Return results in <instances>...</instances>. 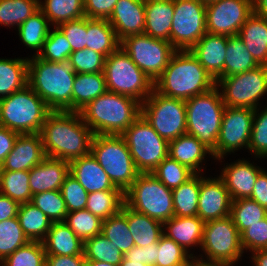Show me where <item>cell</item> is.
<instances>
[{"label":"cell","instance_id":"obj_40","mask_svg":"<svg viewBox=\"0 0 267 266\" xmlns=\"http://www.w3.org/2000/svg\"><path fill=\"white\" fill-rule=\"evenodd\" d=\"M48 22L46 16L39 9L17 28L20 40L28 48L36 50L37 53L35 55H38L42 50L43 44L48 37L50 31Z\"/></svg>","mask_w":267,"mask_h":266},{"label":"cell","instance_id":"obj_24","mask_svg":"<svg viewBox=\"0 0 267 266\" xmlns=\"http://www.w3.org/2000/svg\"><path fill=\"white\" fill-rule=\"evenodd\" d=\"M69 174L88 192L121 190L116 188L97 160L91 155L69 162Z\"/></svg>","mask_w":267,"mask_h":266},{"label":"cell","instance_id":"obj_15","mask_svg":"<svg viewBox=\"0 0 267 266\" xmlns=\"http://www.w3.org/2000/svg\"><path fill=\"white\" fill-rule=\"evenodd\" d=\"M206 5L199 0H174L170 43L176 50H190L205 34Z\"/></svg>","mask_w":267,"mask_h":266},{"label":"cell","instance_id":"obj_21","mask_svg":"<svg viewBox=\"0 0 267 266\" xmlns=\"http://www.w3.org/2000/svg\"><path fill=\"white\" fill-rule=\"evenodd\" d=\"M263 170L250 161L238 159L237 162L224 166L218 177L223 181L233 201L251 197L257 177Z\"/></svg>","mask_w":267,"mask_h":266},{"label":"cell","instance_id":"obj_53","mask_svg":"<svg viewBox=\"0 0 267 266\" xmlns=\"http://www.w3.org/2000/svg\"><path fill=\"white\" fill-rule=\"evenodd\" d=\"M68 62L76 73H98L104 71L105 57L92 49L84 48L72 52Z\"/></svg>","mask_w":267,"mask_h":266},{"label":"cell","instance_id":"obj_18","mask_svg":"<svg viewBox=\"0 0 267 266\" xmlns=\"http://www.w3.org/2000/svg\"><path fill=\"white\" fill-rule=\"evenodd\" d=\"M201 176L198 217L205 223L225 218L231 213L232 199L223 181Z\"/></svg>","mask_w":267,"mask_h":266},{"label":"cell","instance_id":"obj_32","mask_svg":"<svg viewBox=\"0 0 267 266\" xmlns=\"http://www.w3.org/2000/svg\"><path fill=\"white\" fill-rule=\"evenodd\" d=\"M127 223L135 246L158 243L163 235V223L136 212L127 206Z\"/></svg>","mask_w":267,"mask_h":266},{"label":"cell","instance_id":"obj_49","mask_svg":"<svg viewBox=\"0 0 267 266\" xmlns=\"http://www.w3.org/2000/svg\"><path fill=\"white\" fill-rule=\"evenodd\" d=\"M152 174L167 188L174 189L185 183L195 173L168 156L157 166Z\"/></svg>","mask_w":267,"mask_h":266},{"label":"cell","instance_id":"obj_20","mask_svg":"<svg viewBox=\"0 0 267 266\" xmlns=\"http://www.w3.org/2000/svg\"><path fill=\"white\" fill-rule=\"evenodd\" d=\"M119 41L130 35L143 34L145 27V0H118L107 19Z\"/></svg>","mask_w":267,"mask_h":266},{"label":"cell","instance_id":"obj_3","mask_svg":"<svg viewBox=\"0 0 267 266\" xmlns=\"http://www.w3.org/2000/svg\"><path fill=\"white\" fill-rule=\"evenodd\" d=\"M215 86L216 81L189 50H177L154 82L158 93L182 100L205 93Z\"/></svg>","mask_w":267,"mask_h":266},{"label":"cell","instance_id":"obj_37","mask_svg":"<svg viewBox=\"0 0 267 266\" xmlns=\"http://www.w3.org/2000/svg\"><path fill=\"white\" fill-rule=\"evenodd\" d=\"M102 234L113 242L114 245L126 254L135 246L132 234L127 223V205L124 204L122 210L108 219L103 220Z\"/></svg>","mask_w":267,"mask_h":266},{"label":"cell","instance_id":"obj_57","mask_svg":"<svg viewBox=\"0 0 267 266\" xmlns=\"http://www.w3.org/2000/svg\"><path fill=\"white\" fill-rule=\"evenodd\" d=\"M118 0H84V14L87 18L108 19Z\"/></svg>","mask_w":267,"mask_h":266},{"label":"cell","instance_id":"obj_60","mask_svg":"<svg viewBox=\"0 0 267 266\" xmlns=\"http://www.w3.org/2000/svg\"><path fill=\"white\" fill-rule=\"evenodd\" d=\"M47 266H86L84 255H46Z\"/></svg>","mask_w":267,"mask_h":266},{"label":"cell","instance_id":"obj_55","mask_svg":"<svg viewBox=\"0 0 267 266\" xmlns=\"http://www.w3.org/2000/svg\"><path fill=\"white\" fill-rule=\"evenodd\" d=\"M71 45L72 52L86 48L87 17L64 22L57 26Z\"/></svg>","mask_w":267,"mask_h":266},{"label":"cell","instance_id":"obj_27","mask_svg":"<svg viewBox=\"0 0 267 266\" xmlns=\"http://www.w3.org/2000/svg\"><path fill=\"white\" fill-rule=\"evenodd\" d=\"M207 153L212 156V152L206 146L187 133L169 142L168 156L194 173L201 172L200 163L202 165Z\"/></svg>","mask_w":267,"mask_h":266},{"label":"cell","instance_id":"obj_67","mask_svg":"<svg viewBox=\"0 0 267 266\" xmlns=\"http://www.w3.org/2000/svg\"><path fill=\"white\" fill-rule=\"evenodd\" d=\"M194 266H231V265H209V264L195 263Z\"/></svg>","mask_w":267,"mask_h":266},{"label":"cell","instance_id":"obj_59","mask_svg":"<svg viewBox=\"0 0 267 266\" xmlns=\"http://www.w3.org/2000/svg\"><path fill=\"white\" fill-rule=\"evenodd\" d=\"M19 133L0 125V165L13 149L14 142Z\"/></svg>","mask_w":267,"mask_h":266},{"label":"cell","instance_id":"obj_17","mask_svg":"<svg viewBox=\"0 0 267 266\" xmlns=\"http://www.w3.org/2000/svg\"><path fill=\"white\" fill-rule=\"evenodd\" d=\"M253 13L252 0H217L206 5L207 33L225 36L239 34Z\"/></svg>","mask_w":267,"mask_h":266},{"label":"cell","instance_id":"obj_10","mask_svg":"<svg viewBox=\"0 0 267 266\" xmlns=\"http://www.w3.org/2000/svg\"><path fill=\"white\" fill-rule=\"evenodd\" d=\"M125 204L161 223L174 216L172 189L152 173H140L125 192Z\"/></svg>","mask_w":267,"mask_h":266},{"label":"cell","instance_id":"obj_1","mask_svg":"<svg viewBox=\"0 0 267 266\" xmlns=\"http://www.w3.org/2000/svg\"><path fill=\"white\" fill-rule=\"evenodd\" d=\"M47 157L67 162L90 154L93 132L79 112L51 111L40 132Z\"/></svg>","mask_w":267,"mask_h":266},{"label":"cell","instance_id":"obj_44","mask_svg":"<svg viewBox=\"0 0 267 266\" xmlns=\"http://www.w3.org/2000/svg\"><path fill=\"white\" fill-rule=\"evenodd\" d=\"M83 254L86 260L102 261L120 265L124 254L102 233L84 241Z\"/></svg>","mask_w":267,"mask_h":266},{"label":"cell","instance_id":"obj_30","mask_svg":"<svg viewBox=\"0 0 267 266\" xmlns=\"http://www.w3.org/2000/svg\"><path fill=\"white\" fill-rule=\"evenodd\" d=\"M107 91L103 72L76 73L72 91V112H79Z\"/></svg>","mask_w":267,"mask_h":266},{"label":"cell","instance_id":"obj_68","mask_svg":"<svg viewBox=\"0 0 267 266\" xmlns=\"http://www.w3.org/2000/svg\"><path fill=\"white\" fill-rule=\"evenodd\" d=\"M199 1H200L201 3L207 5V4H209V3H211V2H215V1H217V0H199Z\"/></svg>","mask_w":267,"mask_h":266},{"label":"cell","instance_id":"obj_22","mask_svg":"<svg viewBox=\"0 0 267 266\" xmlns=\"http://www.w3.org/2000/svg\"><path fill=\"white\" fill-rule=\"evenodd\" d=\"M228 36L206 33L189 51L217 81L224 78V61Z\"/></svg>","mask_w":267,"mask_h":266},{"label":"cell","instance_id":"obj_8","mask_svg":"<svg viewBox=\"0 0 267 266\" xmlns=\"http://www.w3.org/2000/svg\"><path fill=\"white\" fill-rule=\"evenodd\" d=\"M103 73L108 91L131 97L141 104L154 89L152 80L120 46L105 58Z\"/></svg>","mask_w":267,"mask_h":266},{"label":"cell","instance_id":"obj_29","mask_svg":"<svg viewBox=\"0 0 267 266\" xmlns=\"http://www.w3.org/2000/svg\"><path fill=\"white\" fill-rule=\"evenodd\" d=\"M238 36L244 41L254 60L267 65V19L254 12L241 27Z\"/></svg>","mask_w":267,"mask_h":266},{"label":"cell","instance_id":"obj_47","mask_svg":"<svg viewBox=\"0 0 267 266\" xmlns=\"http://www.w3.org/2000/svg\"><path fill=\"white\" fill-rule=\"evenodd\" d=\"M45 264L46 252L40 241H28L0 262V266H44Z\"/></svg>","mask_w":267,"mask_h":266},{"label":"cell","instance_id":"obj_9","mask_svg":"<svg viewBox=\"0 0 267 266\" xmlns=\"http://www.w3.org/2000/svg\"><path fill=\"white\" fill-rule=\"evenodd\" d=\"M200 248L205 252L207 260L195 257V263L232 266L240 260L244 253L241 234L230 215L204 223Z\"/></svg>","mask_w":267,"mask_h":266},{"label":"cell","instance_id":"obj_25","mask_svg":"<svg viewBox=\"0 0 267 266\" xmlns=\"http://www.w3.org/2000/svg\"><path fill=\"white\" fill-rule=\"evenodd\" d=\"M144 34L170 42L174 0H145Z\"/></svg>","mask_w":267,"mask_h":266},{"label":"cell","instance_id":"obj_45","mask_svg":"<svg viewBox=\"0 0 267 266\" xmlns=\"http://www.w3.org/2000/svg\"><path fill=\"white\" fill-rule=\"evenodd\" d=\"M195 257L163 234L158 242L155 266H194Z\"/></svg>","mask_w":267,"mask_h":266},{"label":"cell","instance_id":"obj_14","mask_svg":"<svg viewBox=\"0 0 267 266\" xmlns=\"http://www.w3.org/2000/svg\"><path fill=\"white\" fill-rule=\"evenodd\" d=\"M216 86L222 88L221 96L225 106L255 110L259 99L267 94V65L219 78Z\"/></svg>","mask_w":267,"mask_h":266},{"label":"cell","instance_id":"obj_54","mask_svg":"<svg viewBox=\"0 0 267 266\" xmlns=\"http://www.w3.org/2000/svg\"><path fill=\"white\" fill-rule=\"evenodd\" d=\"M60 192L66 203L68 213L85 209L88 192L70 174L65 178Z\"/></svg>","mask_w":267,"mask_h":266},{"label":"cell","instance_id":"obj_31","mask_svg":"<svg viewBox=\"0 0 267 266\" xmlns=\"http://www.w3.org/2000/svg\"><path fill=\"white\" fill-rule=\"evenodd\" d=\"M119 46L120 41L107 19L87 18L86 48L106 58Z\"/></svg>","mask_w":267,"mask_h":266},{"label":"cell","instance_id":"obj_35","mask_svg":"<svg viewBox=\"0 0 267 266\" xmlns=\"http://www.w3.org/2000/svg\"><path fill=\"white\" fill-rule=\"evenodd\" d=\"M17 218L29 241L42 242L52 225V221L31 202L20 204Z\"/></svg>","mask_w":267,"mask_h":266},{"label":"cell","instance_id":"obj_66","mask_svg":"<svg viewBox=\"0 0 267 266\" xmlns=\"http://www.w3.org/2000/svg\"><path fill=\"white\" fill-rule=\"evenodd\" d=\"M86 266H119V265H114L102 261H96V260H86Z\"/></svg>","mask_w":267,"mask_h":266},{"label":"cell","instance_id":"obj_42","mask_svg":"<svg viewBox=\"0 0 267 266\" xmlns=\"http://www.w3.org/2000/svg\"><path fill=\"white\" fill-rule=\"evenodd\" d=\"M40 0H0V24L17 26L37 12Z\"/></svg>","mask_w":267,"mask_h":266},{"label":"cell","instance_id":"obj_43","mask_svg":"<svg viewBox=\"0 0 267 266\" xmlns=\"http://www.w3.org/2000/svg\"><path fill=\"white\" fill-rule=\"evenodd\" d=\"M266 213L267 209L251 198L236 199L231 204L230 216L240 234L250 225L260 223Z\"/></svg>","mask_w":267,"mask_h":266},{"label":"cell","instance_id":"obj_34","mask_svg":"<svg viewBox=\"0 0 267 266\" xmlns=\"http://www.w3.org/2000/svg\"><path fill=\"white\" fill-rule=\"evenodd\" d=\"M200 186L201 175L200 173H195L185 183L172 189L174 216H198Z\"/></svg>","mask_w":267,"mask_h":266},{"label":"cell","instance_id":"obj_6","mask_svg":"<svg viewBox=\"0 0 267 266\" xmlns=\"http://www.w3.org/2000/svg\"><path fill=\"white\" fill-rule=\"evenodd\" d=\"M50 112L28 85L0 99V125L19 134L40 133Z\"/></svg>","mask_w":267,"mask_h":266},{"label":"cell","instance_id":"obj_19","mask_svg":"<svg viewBox=\"0 0 267 266\" xmlns=\"http://www.w3.org/2000/svg\"><path fill=\"white\" fill-rule=\"evenodd\" d=\"M45 157L40 133L19 134L0 171H30Z\"/></svg>","mask_w":267,"mask_h":266},{"label":"cell","instance_id":"obj_61","mask_svg":"<svg viewBox=\"0 0 267 266\" xmlns=\"http://www.w3.org/2000/svg\"><path fill=\"white\" fill-rule=\"evenodd\" d=\"M250 198L267 209V172L265 170L258 175Z\"/></svg>","mask_w":267,"mask_h":266},{"label":"cell","instance_id":"obj_4","mask_svg":"<svg viewBox=\"0 0 267 266\" xmlns=\"http://www.w3.org/2000/svg\"><path fill=\"white\" fill-rule=\"evenodd\" d=\"M79 113L94 135H121L141 115V103L107 90Z\"/></svg>","mask_w":267,"mask_h":266},{"label":"cell","instance_id":"obj_63","mask_svg":"<svg viewBox=\"0 0 267 266\" xmlns=\"http://www.w3.org/2000/svg\"><path fill=\"white\" fill-rule=\"evenodd\" d=\"M254 266H267V249L252 252Z\"/></svg>","mask_w":267,"mask_h":266},{"label":"cell","instance_id":"obj_12","mask_svg":"<svg viewBox=\"0 0 267 266\" xmlns=\"http://www.w3.org/2000/svg\"><path fill=\"white\" fill-rule=\"evenodd\" d=\"M141 115L168 142L187 133L185 100L164 96L153 89L141 104Z\"/></svg>","mask_w":267,"mask_h":266},{"label":"cell","instance_id":"obj_56","mask_svg":"<svg viewBox=\"0 0 267 266\" xmlns=\"http://www.w3.org/2000/svg\"><path fill=\"white\" fill-rule=\"evenodd\" d=\"M241 246L250 252L267 249V218L250 225L241 233Z\"/></svg>","mask_w":267,"mask_h":266},{"label":"cell","instance_id":"obj_46","mask_svg":"<svg viewBox=\"0 0 267 266\" xmlns=\"http://www.w3.org/2000/svg\"><path fill=\"white\" fill-rule=\"evenodd\" d=\"M64 223L84 242L102 233L103 220L87 209L67 213Z\"/></svg>","mask_w":267,"mask_h":266},{"label":"cell","instance_id":"obj_33","mask_svg":"<svg viewBox=\"0 0 267 266\" xmlns=\"http://www.w3.org/2000/svg\"><path fill=\"white\" fill-rule=\"evenodd\" d=\"M28 85V58H0V99Z\"/></svg>","mask_w":267,"mask_h":266},{"label":"cell","instance_id":"obj_2","mask_svg":"<svg viewBox=\"0 0 267 266\" xmlns=\"http://www.w3.org/2000/svg\"><path fill=\"white\" fill-rule=\"evenodd\" d=\"M76 72L68 61L47 62L36 55L28 58V86L51 111L72 112V91Z\"/></svg>","mask_w":267,"mask_h":266},{"label":"cell","instance_id":"obj_5","mask_svg":"<svg viewBox=\"0 0 267 266\" xmlns=\"http://www.w3.org/2000/svg\"><path fill=\"white\" fill-rule=\"evenodd\" d=\"M218 86L185 100L187 134L196 137L211 152L216 148L225 111Z\"/></svg>","mask_w":267,"mask_h":266},{"label":"cell","instance_id":"obj_58","mask_svg":"<svg viewBox=\"0 0 267 266\" xmlns=\"http://www.w3.org/2000/svg\"><path fill=\"white\" fill-rule=\"evenodd\" d=\"M158 243H152L142 247L134 246L126 254L124 258L127 260L142 261L148 266H155L157 261Z\"/></svg>","mask_w":267,"mask_h":266},{"label":"cell","instance_id":"obj_48","mask_svg":"<svg viewBox=\"0 0 267 266\" xmlns=\"http://www.w3.org/2000/svg\"><path fill=\"white\" fill-rule=\"evenodd\" d=\"M28 238L24 235L17 217L0 222V262L16 249L25 245Z\"/></svg>","mask_w":267,"mask_h":266},{"label":"cell","instance_id":"obj_62","mask_svg":"<svg viewBox=\"0 0 267 266\" xmlns=\"http://www.w3.org/2000/svg\"><path fill=\"white\" fill-rule=\"evenodd\" d=\"M20 204L0 193V222L17 217Z\"/></svg>","mask_w":267,"mask_h":266},{"label":"cell","instance_id":"obj_41","mask_svg":"<svg viewBox=\"0 0 267 266\" xmlns=\"http://www.w3.org/2000/svg\"><path fill=\"white\" fill-rule=\"evenodd\" d=\"M0 193L19 204L31 202L29 171H0Z\"/></svg>","mask_w":267,"mask_h":266},{"label":"cell","instance_id":"obj_50","mask_svg":"<svg viewBox=\"0 0 267 266\" xmlns=\"http://www.w3.org/2000/svg\"><path fill=\"white\" fill-rule=\"evenodd\" d=\"M31 203L39 208L52 223L64 221L68 213L60 190L34 194Z\"/></svg>","mask_w":267,"mask_h":266},{"label":"cell","instance_id":"obj_65","mask_svg":"<svg viewBox=\"0 0 267 266\" xmlns=\"http://www.w3.org/2000/svg\"><path fill=\"white\" fill-rule=\"evenodd\" d=\"M119 266H148V265L142 263V261L127 260L123 257Z\"/></svg>","mask_w":267,"mask_h":266},{"label":"cell","instance_id":"obj_38","mask_svg":"<svg viewBox=\"0 0 267 266\" xmlns=\"http://www.w3.org/2000/svg\"><path fill=\"white\" fill-rule=\"evenodd\" d=\"M39 3L40 10L54 27L85 16L84 0H44Z\"/></svg>","mask_w":267,"mask_h":266},{"label":"cell","instance_id":"obj_11","mask_svg":"<svg viewBox=\"0 0 267 266\" xmlns=\"http://www.w3.org/2000/svg\"><path fill=\"white\" fill-rule=\"evenodd\" d=\"M137 170L152 173L168 157L169 142L140 115L122 134Z\"/></svg>","mask_w":267,"mask_h":266},{"label":"cell","instance_id":"obj_7","mask_svg":"<svg viewBox=\"0 0 267 266\" xmlns=\"http://www.w3.org/2000/svg\"><path fill=\"white\" fill-rule=\"evenodd\" d=\"M90 153L124 193L140 174L121 135H93Z\"/></svg>","mask_w":267,"mask_h":266},{"label":"cell","instance_id":"obj_26","mask_svg":"<svg viewBox=\"0 0 267 266\" xmlns=\"http://www.w3.org/2000/svg\"><path fill=\"white\" fill-rule=\"evenodd\" d=\"M163 227V234L169 239L174 240L187 252L189 250L187 248L194 245L201 247L204 222L198 216H173L163 223Z\"/></svg>","mask_w":267,"mask_h":266},{"label":"cell","instance_id":"obj_52","mask_svg":"<svg viewBox=\"0 0 267 266\" xmlns=\"http://www.w3.org/2000/svg\"><path fill=\"white\" fill-rule=\"evenodd\" d=\"M258 111L259 108L254 110L248 149L255 155V158H267V106L260 113Z\"/></svg>","mask_w":267,"mask_h":266},{"label":"cell","instance_id":"obj_51","mask_svg":"<svg viewBox=\"0 0 267 266\" xmlns=\"http://www.w3.org/2000/svg\"><path fill=\"white\" fill-rule=\"evenodd\" d=\"M53 29L49 31L42 50L36 56L47 62L68 61L72 53L71 45L57 27Z\"/></svg>","mask_w":267,"mask_h":266},{"label":"cell","instance_id":"obj_16","mask_svg":"<svg viewBox=\"0 0 267 266\" xmlns=\"http://www.w3.org/2000/svg\"><path fill=\"white\" fill-rule=\"evenodd\" d=\"M254 110L225 106L220 134L212 157L218 160L244 146L248 149ZM228 153V154H227Z\"/></svg>","mask_w":267,"mask_h":266},{"label":"cell","instance_id":"obj_28","mask_svg":"<svg viewBox=\"0 0 267 266\" xmlns=\"http://www.w3.org/2000/svg\"><path fill=\"white\" fill-rule=\"evenodd\" d=\"M42 243L46 255H84V242L64 221L52 223Z\"/></svg>","mask_w":267,"mask_h":266},{"label":"cell","instance_id":"obj_64","mask_svg":"<svg viewBox=\"0 0 267 266\" xmlns=\"http://www.w3.org/2000/svg\"><path fill=\"white\" fill-rule=\"evenodd\" d=\"M253 12L267 19V0H253Z\"/></svg>","mask_w":267,"mask_h":266},{"label":"cell","instance_id":"obj_39","mask_svg":"<svg viewBox=\"0 0 267 266\" xmlns=\"http://www.w3.org/2000/svg\"><path fill=\"white\" fill-rule=\"evenodd\" d=\"M125 204V193L122 190H105L88 193L85 209L102 220L119 213Z\"/></svg>","mask_w":267,"mask_h":266},{"label":"cell","instance_id":"obj_13","mask_svg":"<svg viewBox=\"0 0 267 266\" xmlns=\"http://www.w3.org/2000/svg\"><path fill=\"white\" fill-rule=\"evenodd\" d=\"M120 47L153 83L162 75L177 51L169 41L144 33L125 37L120 41Z\"/></svg>","mask_w":267,"mask_h":266},{"label":"cell","instance_id":"obj_36","mask_svg":"<svg viewBox=\"0 0 267 266\" xmlns=\"http://www.w3.org/2000/svg\"><path fill=\"white\" fill-rule=\"evenodd\" d=\"M258 66L244 41L238 35L229 36L224 61V77L253 70Z\"/></svg>","mask_w":267,"mask_h":266},{"label":"cell","instance_id":"obj_23","mask_svg":"<svg viewBox=\"0 0 267 266\" xmlns=\"http://www.w3.org/2000/svg\"><path fill=\"white\" fill-rule=\"evenodd\" d=\"M68 175L69 162L46 156L29 171V187L32 195L60 190Z\"/></svg>","mask_w":267,"mask_h":266}]
</instances>
